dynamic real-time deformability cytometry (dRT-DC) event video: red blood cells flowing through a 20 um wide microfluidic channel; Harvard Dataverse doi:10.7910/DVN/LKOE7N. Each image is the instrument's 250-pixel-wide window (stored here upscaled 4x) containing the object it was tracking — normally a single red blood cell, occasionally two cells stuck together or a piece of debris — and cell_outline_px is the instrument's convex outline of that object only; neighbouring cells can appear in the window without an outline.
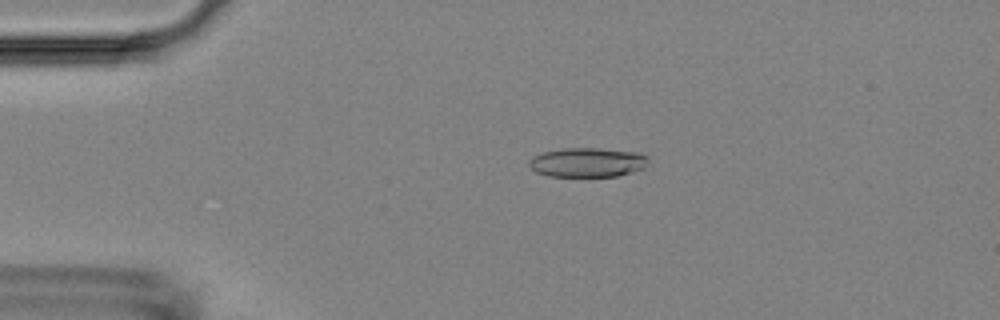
{"species": "Egyptian fruit bat (a non-hibernating species)", "species_latin": "Rousettus aegyptiacus", "temperature_condition": "room temperature", "stored_images_in_passage": 55, "camera_frame_rate_fps": 3000, "um_per_image_px": 0.085, "animal": {"sex": "female"}, "frame": {"image": 1, "passage_image": 12, "time_ms": 3.667, "image_size_px": [1000, 320], "cell_outline_px": [[648, 160], [644, 168], [632, 172], [616, 176], [548, 176], [536, 172], [528, 164], [528, 160], [532, 156], [544, 152], [564, 148], [600, 148], [640, 152], [648, 156]], "centroid_in_image_um": [49.94, 13.79], "position_along_channel_um": 35.1, "area_um2": 20.52}}
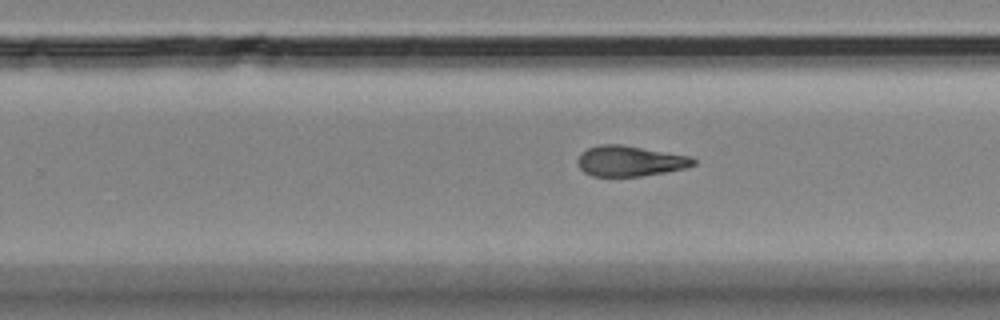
{"frame": {"image": 2, "passage_image": 35, "time_ms": 11.333, "image_size_px": [1000, 320], "cell_outline_px": [[696, 164], [684, 168], [664, 172], [640, 176], [592, 176], [584, 172], [580, 168], [576, 160], [580, 152], [588, 148], [600, 144], [620, 144], [692, 156], [696, 160]], "centroid_in_image_um": [53.52, 13.68], "position_along_channel_um": 276.3, "area_um2": 20.63}}
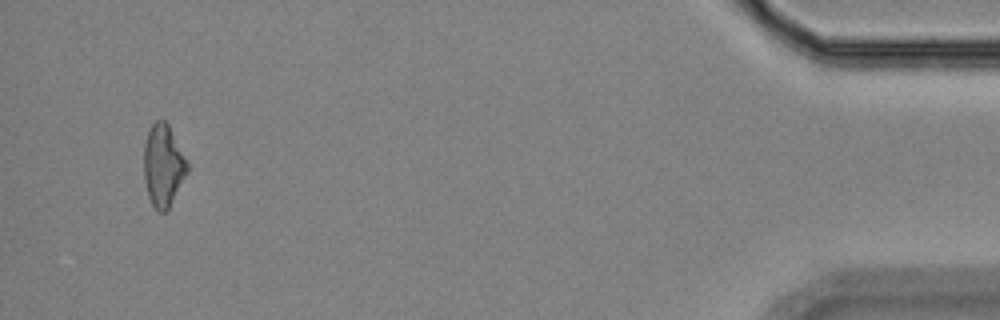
{"frame": {"image": 3, "passage_image": 53, "time_ms": 17.333, "image_size_px": [1000, 320], "cell_outline_px": [[188, 172], [168, 208], [164, 212], [160, 212], [152, 204], [148, 196], [144, 180], [144, 144], [148, 132], [152, 124], [156, 120], [164, 120], [168, 124], [188, 164]], "centroid_in_image_um": [13.86, 14.06], "position_along_channel_um": 421.3, "area_um2": 20.4}, "authors_computed_cell_mechanics": {"area_um2": 21.2126, "velocity_mm_per_s": 3.6466, "shape_relaxation_time_tau1_ms": null, "shape_relaxation_time_tau2_ms": 2.2202, "deformation_change_tau1": null, "deformation_change_tau2": 0.1023}}